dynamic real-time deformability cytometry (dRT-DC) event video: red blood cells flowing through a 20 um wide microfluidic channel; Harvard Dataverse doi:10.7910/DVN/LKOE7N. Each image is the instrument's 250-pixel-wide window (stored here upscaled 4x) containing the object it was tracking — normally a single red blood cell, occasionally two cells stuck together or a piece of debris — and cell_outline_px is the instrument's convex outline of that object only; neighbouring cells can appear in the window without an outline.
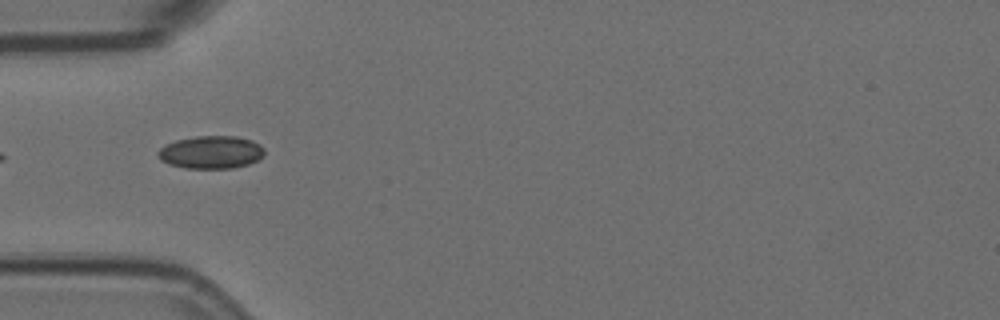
{"species": "Egyptian fruit bat (a non-hibernating species)", "species_latin": "Rousettus aegyptiacus", "temperature_condition": "room temperature", "stored_images_in_passage": 14, "camera_frame_rate_fps": 3000, "um_per_image_px": 0.085, "animal": {"sex": "female"}, "frame": {"image": 1, "passage_image": 4, "time_ms": 1.0, "image_size_px": [1000, 320], "cell_outline_px": [[264, 156], [248, 164], [232, 168], [184, 168], [160, 160], [156, 156], [156, 152], [164, 144], [176, 140], [196, 136], [236, 136], [252, 140], [260, 144], [264, 148]], "centroid_in_image_um": [17.92, 12.93], "position_along_channel_um": 67.1, "area_um2": 20.46}}
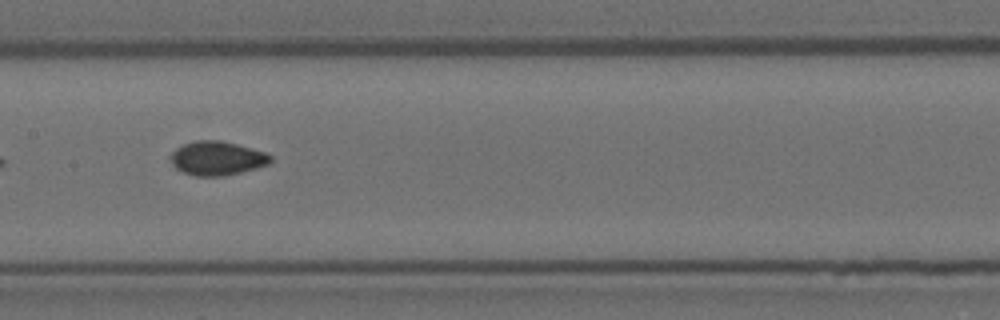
{"frame": {"image": 2, "passage_image": 7, "time_ms": 2.0, "image_size_px": [1000, 320], "cell_outline_px": [[272, 160], [268, 164], [256, 168], [224, 176], [196, 176], [184, 172], [176, 168], [172, 164], [172, 152], [176, 148], [184, 144], [196, 140], [220, 140], [236, 144], [264, 152], [272, 156]], "centroid_in_image_um": [18.45, 13.45], "position_along_channel_um": 188.9, "area_um2": 19.54}}
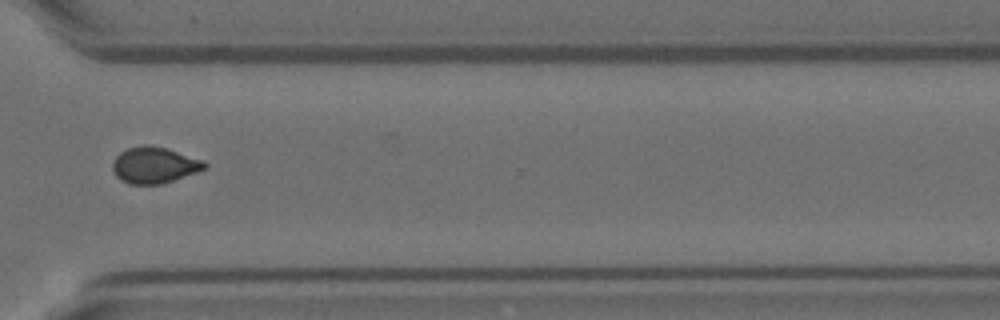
{"frame": {"image": 3, "passage_image": 11, "time_ms": 3.333, "image_size_px": [1000, 320], "cell_outline_px": [[208, 168], [160, 184], [128, 184], [120, 180], [116, 176], [112, 168], [112, 164], [116, 156], [120, 152], [128, 148], [144, 144], [148, 144], [168, 148], [204, 160], [208, 164]], "centroid_in_image_um": [13.12, 14.02], "position_along_channel_um": 357.5, "area_um2": 19.59}}